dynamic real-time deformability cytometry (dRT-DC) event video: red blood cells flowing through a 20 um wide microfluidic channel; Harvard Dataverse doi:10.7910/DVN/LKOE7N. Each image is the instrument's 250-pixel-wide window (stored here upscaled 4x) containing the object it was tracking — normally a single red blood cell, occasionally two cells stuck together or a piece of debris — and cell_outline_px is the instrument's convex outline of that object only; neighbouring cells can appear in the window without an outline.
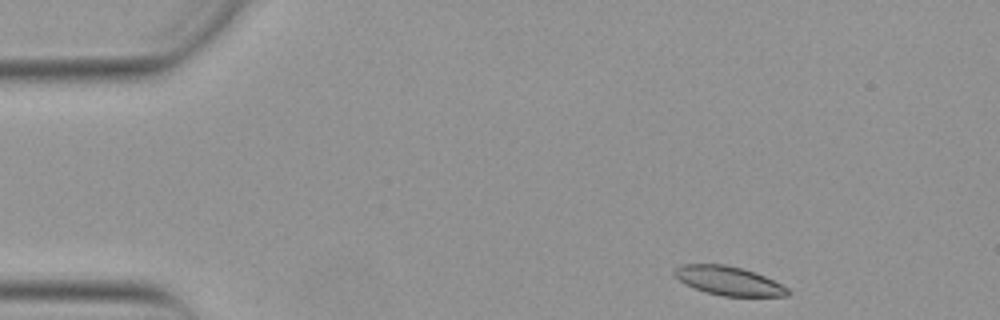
{"species": "Egyptian fruit bat (a non-hibernating species)", "species_latin": "Rousettus aegyptiacus", "temperature_condition": "warm", "stored_images_in_passage": 47, "camera_frame_rate_fps": 3000, "um_per_image_px": 0.085, "animal": {"sex": "female"}, "frame": {"image": 1, "passage_image": 1, "time_ms": 0.0, "image_size_px": [1000, 320], "cell_outline_px": [[792, 292], [788, 296], [724, 296], [704, 292], [684, 284], [672, 272], [676, 268], [684, 264], [724, 264], [756, 272], [788, 288]], "centroid_in_image_um": [61.94, 23.87], "position_along_channel_um": 23.1, "area_um2": 19.02}}
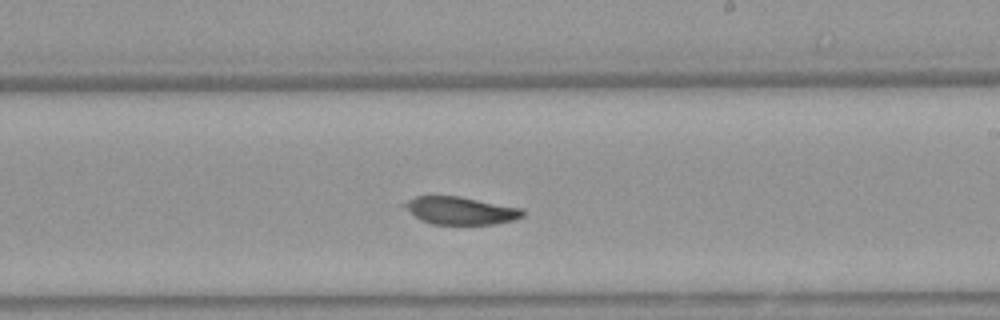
{"frame": {"image": 2, "passage_image": 25, "time_ms": 8.0, "image_size_px": [1000, 320], "cell_outline_px": [[524, 216], [512, 220], [496, 224], [432, 224], [420, 220], [400, 204], [416, 196], [460, 196], [524, 208]], "centroid_in_image_um": [39.16, 17.89], "position_along_channel_um": 249.8, "area_um2": 19.19}}
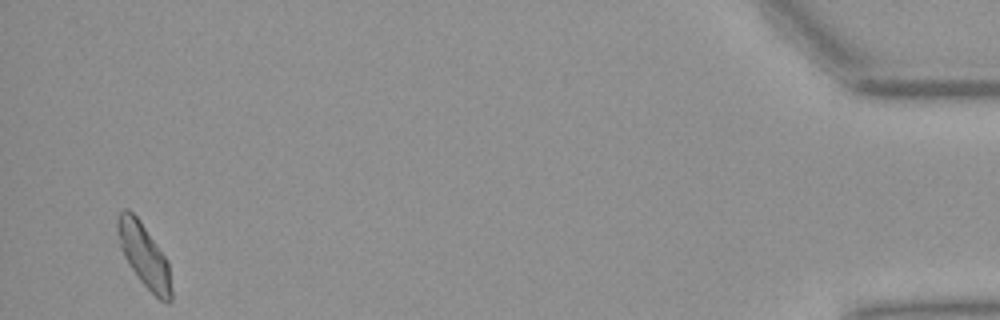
{"frame": {"image": 3, "passage_image": 45, "time_ms": 14.667, "image_size_px": [1000, 320], "cell_outline_px": [[172, 300], [168, 304], [160, 300], [140, 280], [128, 264], [120, 248], [116, 228], [116, 220], [120, 212], [124, 208], [128, 208], [140, 220], [168, 260], [172, 292]], "centroid_in_image_um": [12.24, 21.7], "position_along_channel_um": 423.0, "area_um2": 19.94}, "authors_computed_cell_mechanics": {"area_um2": 19.9988, "velocity_mm_per_s": 3.8516, "shape_relaxation_time_tau1_ms": 2.4938, "shape_relaxation_time_tau2_ms": null, "deformation_change_tau1": 0.0894, "deformation_change_tau2": null}}